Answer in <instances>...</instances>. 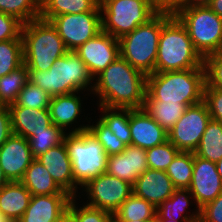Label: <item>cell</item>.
Instances as JSON below:
<instances>
[{"instance_id":"cell-1","label":"cell","mask_w":222,"mask_h":222,"mask_svg":"<svg viewBox=\"0 0 222 222\" xmlns=\"http://www.w3.org/2000/svg\"><path fill=\"white\" fill-rule=\"evenodd\" d=\"M147 76L119 56L94 79L95 105L140 109L146 97Z\"/></svg>"},{"instance_id":"cell-2","label":"cell","mask_w":222,"mask_h":222,"mask_svg":"<svg viewBox=\"0 0 222 222\" xmlns=\"http://www.w3.org/2000/svg\"><path fill=\"white\" fill-rule=\"evenodd\" d=\"M193 68H205L204 58L194 48L188 31L180 20L174 14L163 13L155 72Z\"/></svg>"},{"instance_id":"cell-3","label":"cell","mask_w":222,"mask_h":222,"mask_svg":"<svg viewBox=\"0 0 222 222\" xmlns=\"http://www.w3.org/2000/svg\"><path fill=\"white\" fill-rule=\"evenodd\" d=\"M28 78L51 97L79 91L92 95L94 88V78L75 51L56 59L48 71L28 70Z\"/></svg>"},{"instance_id":"cell-4","label":"cell","mask_w":222,"mask_h":222,"mask_svg":"<svg viewBox=\"0 0 222 222\" xmlns=\"http://www.w3.org/2000/svg\"><path fill=\"white\" fill-rule=\"evenodd\" d=\"M205 68L154 72L147 76L146 91L165 103L180 102L186 107L203 101Z\"/></svg>"},{"instance_id":"cell-5","label":"cell","mask_w":222,"mask_h":222,"mask_svg":"<svg viewBox=\"0 0 222 222\" xmlns=\"http://www.w3.org/2000/svg\"><path fill=\"white\" fill-rule=\"evenodd\" d=\"M24 64L28 70L48 71L69 50L50 21L41 18L23 24Z\"/></svg>"},{"instance_id":"cell-6","label":"cell","mask_w":222,"mask_h":222,"mask_svg":"<svg viewBox=\"0 0 222 222\" xmlns=\"http://www.w3.org/2000/svg\"><path fill=\"white\" fill-rule=\"evenodd\" d=\"M163 27V13L119 39L120 56L146 76L155 72L158 44Z\"/></svg>"},{"instance_id":"cell-7","label":"cell","mask_w":222,"mask_h":222,"mask_svg":"<svg viewBox=\"0 0 222 222\" xmlns=\"http://www.w3.org/2000/svg\"><path fill=\"white\" fill-rule=\"evenodd\" d=\"M64 142L71 158L74 182L80 188L89 180L106 172L108 155L88 130L66 133Z\"/></svg>"},{"instance_id":"cell-8","label":"cell","mask_w":222,"mask_h":222,"mask_svg":"<svg viewBox=\"0 0 222 222\" xmlns=\"http://www.w3.org/2000/svg\"><path fill=\"white\" fill-rule=\"evenodd\" d=\"M185 26L194 48L205 58L222 46V18L208 6L182 7L174 14Z\"/></svg>"},{"instance_id":"cell-9","label":"cell","mask_w":222,"mask_h":222,"mask_svg":"<svg viewBox=\"0 0 222 222\" xmlns=\"http://www.w3.org/2000/svg\"><path fill=\"white\" fill-rule=\"evenodd\" d=\"M99 6L102 31L116 39L146 24L158 13L149 0H104Z\"/></svg>"},{"instance_id":"cell-10","label":"cell","mask_w":222,"mask_h":222,"mask_svg":"<svg viewBox=\"0 0 222 222\" xmlns=\"http://www.w3.org/2000/svg\"><path fill=\"white\" fill-rule=\"evenodd\" d=\"M132 193V184L105 172L81 187L78 197L87 199L79 203L114 214Z\"/></svg>"},{"instance_id":"cell-11","label":"cell","mask_w":222,"mask_h":222,"mask_svg":"<svg viewBox=\"0 0 222 222\" xmlns=\"http://www.w3.org/2000/svg\"><path fill=\"white\" fill-rule=\"evenodd\" d=\"M50 22L69 51H74L102 31L99 5L90 12L55 16Z\"/></svg>"},{"instance_id":"cell-12","label":"cell","mask_w":222,"mask_h":222,"mask_svg":"<svg viewBox=\"0 0 222 222\" xmlns=\"http://www.w3.org/2000/svg\"><path fill=\"white\" fill-rule=\"evenodd\" d=\"M211 116L204 101L187 106L183 115L168 131V140L183 152H194Z\"/></svg>"},{"instance_id":"cell-13","label":"cell","mask_w":222,"mask_h":222,"mask_svg":"<svg viewBox=\"0 0 222 222\" xmlns=\"http://www.w3.org/2000/svg\"><path fill=\"white\" fill-rule=\"evenodd\" d=\"M82 91L73 92L70 94H63L58 96H53L50 99V104L48 107L49 114L52 120V123L60 127L65 133H79L88 130V125L91 117L90 114H87L85 117V110L83 104L84 99L87 100L91 96L90 93H85ZM84 94V95H81ZM85 96V98H84ZM82 97V99H81ZM87 98V99H86ZM83 107V108H82ZM84 112V113H83ZM84 114V115H82ZM81 116V117H80ZM87 124H85V120ZM82 119V124L80 123ZM89 119V120H88ZM80 123V124H79ZM69 127V128H68ZM72 127V128H71Z\"/></svg>"},{"instance_id":"cell-14","label":"cell","mask_w":222,"mask_h":222,"mask_svg":"<svg viewBox=\"0 0 222 222\" xmlns=\"http://www.w3.org/2000/svg\"><path fill=\"white\" fill-rule=\"evenodd\" d=\"M95 79L120 56L119 39L101 31L74 50Z\"/></svg>"},{"instance_id":"cell-15","label":"cell","mask_w":222,"mask_h":222,"mask_svg":"<svg viewBox=\"0 0 222 222\" xmlns=\"http://www.w3.org/2000/svg\"><path fill=\"white\" fill-rule=\"evenodd\" d=\"M200 209L222 193V180L216 163L194 155L193 175L188 188Z\"/></svg>"},{"instance_id":"cell-16","label":"cell","mask_w":222,"mask_h":222,"mask_svg":"<svg viewBox=\"0 0 222 222\" xmlns=\"http://www.w3.org/2000/svg\"><path fill=\"white\" fill-rule=\"evenodd\" d=\"M33 160L29 142L23 136L12 134L0 147V166L9 182L21 181Z\"/></svg>"},{"instance_id":"cell-17","label":"cell","mask_w":222,"mask_h":222,"mask_svg":"<svg viewBox=\"0 0 222 222\" xmlns=\"http://www.w3.org/2000/svg\"><path fill=\"white\" fill-rule=\"evenodd\" d=\"M36 159L47 169L62 190L73 197H78L81 188L74 182L72 162L64 141Z\"/></svg>"},{"instance_id":"cell-18","label":"cell","mask_w":222,"mask_h":222,"mask_svg":"<svg viewBox=\"0 0 222 222\" xmlns=\"http://www.w3.org/2000/svg\"><path fill=\"white\" fill-rule=\"evenodd\" d=\"M129 127L133 146L147 150L168 140V132L143 108H129Z\"/></svg>"},{"instance_id":"cell-19","label":"cell","mask_w":222,"mask_h":222,"mask_svg":"<svg viewBox=\"0 0 222 222\" xmlns=\"http://www.w3.org/2000/svg\"><path fill=\"white\" fill-rule=\"evenodd\" d=\"M148 169L146 150L128 145L119 154L108 156L106 172L130 184Z\"/></svg>"},{"instance_id":"cell-20","label":"cell","mask_w":222,"mask_h":222,"mask_svg":"<svg viewBox=\"0 0 222 222\" xmlns=\"http://www.w3.org/2000/svg\"><path fill=\"white\" fill-rule=\"evenodd\" d=\"M70 194L31 196L28 208L17 222H58L68 211Z\"/></svg>"},{"instance_id":"cell-21","label":"cell","mask_w":222,"mask_h":222,"mask_svg":"<svg viewBox=\"0 0 222 222\" xmlns=\"http://www.w3.org/2000/svg\"><path fill=\"white\" fill-rule=\"evenodd\" d=\"M175 187L165 171L148 168L133 184V193L156 208L167 200Z\"/></svg>"},{"instance_id":"cell-22","label":"cell","mask_w":222,"mask_h":222,"mask_svg":"<svg viewBox=\"0 0 222 222\" xmlns=\"http://www.w3.org/2000/svg\"><path fill=\"white\" fill-rule=\"evenodd\" d=\"M8 108L11 115L12 133L23 136L27 140L53 124L48 109L23 106H8Z\"/></svg>"},{"instance_id":"cell-23","label":"cell","mask_w":222,"mask_h":222,"mask_svg":"<svg viewBox=\"0 0 222 222\" xmlns=\"http://www.w3.org/2000/svg\"><path fill=\"white\" fill-rule=\"evenodd\" d=\"M194 205L195 207L189 210V206ZM155 219L199 222L200 209L196 206L189 189H175L173 194L157 207Z\"/></svg>"},{"instance_id":"cell-24","label":"cell","mask_w":222,"mask_h":222,"mask_svg":"<svg viewBox=\"0 0 222 222\" xmlns=\"http://www.w3.org/2000/svg\"><path fill=\"white\" fill-rule=\"evenodd\" d=\"M31 193L20 181L8 182L0 189V212L17 222L28 208Z\"/></svg>"},{"instance_id":"cell-25","label":"cell","mask_w":222,"mask_h":222,"mask_svg":"<svg viewBox=\"0 0 222 222\" xmlns=\"http://www.w3.org/2000/svg\"><path fill=\"white\" fill-rule=\"evenodd\" d=\"M20 182L32 196L69 194L55 183L50 173L37 159L31 162Z\"/></svg>"},{"instance_id":"cell-26","label":"cell","mask_w":222,"mask_h":222,"mask_svg":"<svg viewBox=\"0 0 222 222\" xmlns=\"http://www.w3.org/2000/svg\"><path fill=\"white\" fill-rule=\"evenodd\" d=\"M165 131H169L183 115L186 106L180 102L155 100L147 91L142 107Z\"/></svg>"},{"instance_id":"cell-27","label":"cell","mask_w":222,"mask_h":222,"mask_svg":"<svg viewBox=\"0 0 222 222\" xmlns=\"http://www.w3.org/2000/svg\"><path fill=\"white\" fill-rule=\"evenodd\" d=\"M99 5L97 0H41L40 18L50 21L61 14H78L93 11Z\"/></svg>"},{"instance_id":"cell-28","label":"cell","mask_w":222,"mask_h":222,"mask_svg":"<svg viewBox=\"0 0 222 222\" xmlns=\"http://www.w3.org/2000/svg\"><path fill=\"white\" fill-rule=\"evenodd\" d=\"M194 155L213 163L222 158V123L210 119Z\"/></svg>"},{"instance_id":"cell-29","label":"cell","mask_w":222,"mask_h":222,"mask_svg":"<svg viewBox=\"0 0 222 222\" xmlns=\"http://www.w3.org/2000/svg\"><path fill=\"white\" fill-rule=\"evenodd\" d=\"M98 106L101 113L99 119L109 127L113 134L126 146L131 145V133L129 127V108H108Z\"/></svg>"},{"instance_id":"cell-30","label":"cell","mask_w":222,"mask_h":222,"mask_svg":"<svg viewBox=\"0 0 222 222\" xmlns=\"http://www.w3.org/2000/svg\"><path fill=\"white\" fill-rule=\"evenodd\" d=\"M156 207L132 193L113 214L112 220H155Z\"/></svg>"},{"instance_id":"cell-31","label":"cell","mask_w":222,"mask_h":222,"mask_svg":"<svg viewBox=\"0 0 222 222\" xmlns=\"http://www.w3.org/2000/svg\"><path fill=\"white\" fill-rule=\"evenodd\" d=\"M194 166V152L180 151L166 169L176 189H188L191 185Z\"/></svg>"},{"instance_id":"cell-32","label":"cell","mask_w":222,"mask_h":222,"mask_svg":"<svg viewBox=\"0 0 222 222\" xmlns=\"http://www.w3.org/2000/svg\"><path fill=\"white\" fill-rule=\"evenodd\" d=\"M28 81V69L25 64L2 76L0 78V105L9 106L15 103Z\"/></svg>"},{"instance_id":"cell-33","label":"cell","mask_w":222,"mask_h":222,"mask_svg":"<svg viewBox=\"0 0 222 222\" xmlns=\"http://www.w3.org/2000/svg\"><path fill=\"white\" fill-rule=\"evenodd\" d=\"M0 12L26 24L40 18L41 0H0Z\"/></svg>"},{"instance_id":"cell-34","label":"cell","mask_w":222,"mask_h":222,"mask_svg":"<svg viewBox=\"0 0 222 222\" xmlns=\"http://www.w3.org/2000/svg\"><path fill=\"white\" fill-rule=\"evenodd\" d=\"M23 64V39H11L0 42V78Z\"/></svg>"},{"instance_id":"cell-35","label":"cell","mask_w":222,"mask_h":222,"mask_svg":"<svg viewBox=\"0 0 222 222\" xmlns=\"http://www.w3.org/2000/svg\"><path fill=\"white\" fill-rule=\"evenodd\" d=\"M65 135L66 133L55 124L49 126L45 131L35 133L28 139L34 159L46 153L50 148L61 144Z\"/></svg>"},{"instance_id":"cell-36","label":"cell","mask_w":222,"mask_h":222,"mask_svg":"<svg viewBox=\"0 0 222 222\" xmlns=\"http://www.w3.org/2000/svg\"><path fill=\"white\" fill-rule=\"evenodd\" d=\"M95 120L93 121L92 118L90 119L88 131L101 143L106 154L112 156L124 151L126 145L123 144L99 118Z\"/></svg>"},{"instance_id":"cell-37","label":"cell","mask_w":222,"mask_h":222,"mask_svg":"<svg viewBox=\"0 0 222 222\" xmlns=\"http://www.w3.org/2000/svg\"><path fill=\"white\" fill-rule=\"evenodd\" d=\"M50 99L51 96L46 91L28 81L20 91L17 101L9 106L48 109Z\"/></svg>"},{"instance_id":"cell-38","label":"cell","mask_w":222,"mask_h":222,"mask_svg":"<svg viewBox=\"0 0 222 222\" xmlns=\"http://www.w3.org/2000/svg\"><path fill=\"white\" fill-rule=\"evenodd\" d=\"M180 151L169 141L146 150L148 168L166 171Z\"/></svg>"},{"instance_id":"cell-39","label":"cell","mask_w":222,"mask_h":222,"mask_svg":"<svg viewBox=\"0 0 222 222\" xmlns=\"http://www.w3.org/2000/svg\"><path fill=\"white\" fill-rule=\"evenodd\" d=\"M78 197H73L68 206V212L76 222H112L113 214L92 208L84 203L79 204Z\"/></svg>"},{"instance_id":"cell-40","label":"cell","mask_w":222,"mask_h":222,"mask_svg":"<svg viewBox=\"0 0 222 222\" xmlns=\"http://www.w3.org/2000/svg\"><path fill=\"white\" fill-rule=\"evenodd\" d=\"M206 85L222 91V54H210L204 58Z\"/></svg>"},{"instance_id":"cell-41","label":"cell","mask_w":222,"mask_h":222,"mask_svg":"<svg viewBox=\"0 0 222 222\" xmlns=\"http://www.w3.org/2000/svg\"><path fill=\"white\" fill-rule=\"evenodd\" d=\"M23 23L17 18L0 12V42L22 39Z\"/></svg>"},{"instance_id":"cell-42","label":"cell","mask_w":222,"mask_h":222,"mask_svg":"<svg viewBox=\"0 0 222 222\" xmlns=\"http://www.w3.org/2000/svg\"><path fill=\"white\" fill-rule=\"evenodd\" d=\"M203 101L211 119L222 123V91L205 85Z\"/></svg>"},{"instance_id":"cell-43","label":"cell","mask_w":222,"mask_h":222,"mask_svg":"<svg viewBox=\"0 0 222 222\" xmlns=\"http://www.w3.org/2000/svg\"><path fill=\"white\" fill-rule=\"evenodd\" d=\"M199 222H222V193L200 208Z\"/></svg>"},{"instance_id":"cell-44","label":"cell","mask_w":222,"mask_h":222,"mask_svg":"<svg viewBox=\"0 0 222 222\" xmlns=\"http://www.w3.org/2000/svg\"><path fill=\"white\" fill-rule=\"evenodd\" d=\"M11 115L8 106L0 105V147L12 135Z\"/></svg>"},{"instance_id":"cell-45","label":"cell","mask_w":222,"mask_h":222,"mask_svg":"<svg viewBox=\"0 0 222 222\" xmlns=\"http://www.w3.org/2000/svg\"><path fill=\"white\" fill-rule=\"evenodd\" d=\"M184 0H149L151 6L158 13L175 14L183 7Z\"/></svg>"},{"instance_id":"cell-46","label":"cell","mask_w":222,"mask_h":222,"mask_svg":"<svg viewBox=\"0 0 222 222\" xmlns=\"http://www.w3.org/2000/svg\"><path fill=\"white\" fill-rule=\"evenodd\" d=\"M207 6L222 18V0H211Z\"/></svg>"},{"instance_id":"cell-47","label":"cell","mask_w":222,"mask_h":222,"mask_svg":"<svg viewBox=\"0 0 222 222\" xmlns=\"http://www.w3.org/2000/svg\"><path fill=\"white\" fill-rule=\"evenodd\" d=\"M211 0H184L183 7L207 6Z\"/></svg>"},{"instance_id":"cell-48","label":"cell","mask_w":222,"mask_h":222,"mask_svg":"<svg viewBox=\"0 0 222 222\" xmlns=\"http://www.w3.org/2000/svg\"><path fill=\"white\" fill-rule=\"evenodd\" d=\"M58 222H76L75 218L67 211Z\"/></svg>"},{"instance_id":"cell-49","label":"cell","mask_w":222,"mask_h":222,"mask_svg":"<svg viewBox=\"0 0 222 222\" xmlns=\"http://www.w3.org/2000/svg\"><path fill=\"white\" fill-rule=\"evenodd\" d=\"M9 181L7 180L6 176L3 173V170L0 166V189L6 185Z\"/></svg>"},{"instance_id":"cell-50","label":"cell","mask_w":222,"mask_h":222,"mask_svg":"<svg viewBox=\"0 0 222 222\" xmlns=\"http://www.w3.org/2000/svg\"><path fill=\"white\" fill-rule=\"evenodd\" d=\"M112 222H155V220H112Z\"/></svg>"},{"instance_id":"cell-51","label":"cell","mask_w":222,"mask_h":222,"mask_svg":"<svg viewBox=\"0 0 222 222\" xmlns=\"http://www.w3.org/2000/svg\"><path fill=\"white\" fill-rule=\"evenodd\" d=\"M216 167H217V172L222 180V158L216 163Z\"/></svg>"},{"instance_id":"cell-52","label":"cell","mask_w":222,"mask_h":222,"mask_svg":"<svg viewBox=\"0 0 222 222\" xmlns=\"http://www.w3.org/2000/svg\"><path fill=\"white\" fill-rule=\"evenodd\" d=\"M155 222H189V221H175L174 219H155Z\"/></svg>"},{"instance_id":"cell-53","label":"cell","mask_w":222,"mask_h":222,"mask_svg":"<svg viewBox=\"0 0 222 222\" xmlns=\"http://www.w3.org/2000/svg\"><path fill=\"white\" fill-rule=\"evenodd\" d=\"M0 222H11V221L0 212Z\"/></svg>"},{"instance_id":"cell-54","label":"cell","mask_w":222,"mask_h":222,"mask_svg":"<svg viewBox=\"0 0 222 222\" xmlns=\"http://www.w3.org/2000/svg\"><path fill=\"white\" fill-rule=\"evenodd\" d=\"M98 1V3L100 4L101 2H103L104 0H97Z\"/></svg>"}]
</instances>
